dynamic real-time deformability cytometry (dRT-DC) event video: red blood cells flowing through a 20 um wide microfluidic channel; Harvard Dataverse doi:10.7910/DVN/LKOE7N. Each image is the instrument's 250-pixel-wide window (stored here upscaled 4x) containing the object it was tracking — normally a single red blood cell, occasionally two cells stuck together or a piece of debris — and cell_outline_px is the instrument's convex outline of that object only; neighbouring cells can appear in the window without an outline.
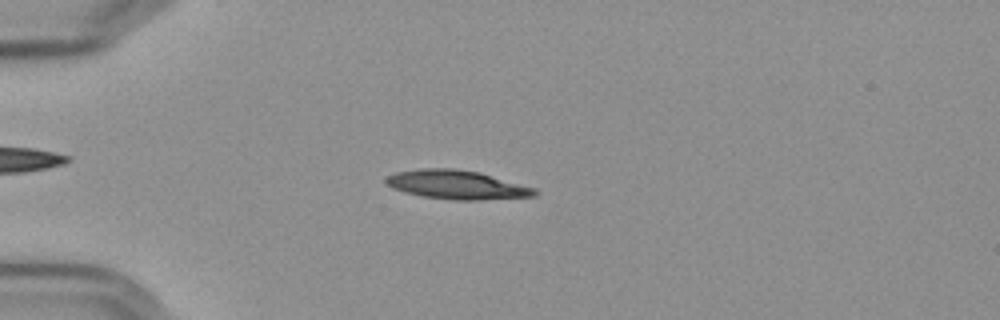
{"species": "Egyptian fruit bat (a non-hibernating species)", "species_latin": "Rousettus aegyptiacus", "temperature_condition": "cold", "stored_images_in_passage": 57, "camera_frame_rate_fps": 3000, "um_per_image_px": 0.085, "frame": {"image": 1, "passage_image": 16, "time_ms": 5.0, "image_size_px": [1000, 320], "cell_outline_px": [[536, 196], [476, 200], [456, 200], [424, 196], [404, 192], [392, 188], [384, 180], [388, 176], [396, 172], [424, 168], [456, 168], [480, 172], [536, 188]], "centroid_in_image_um": [38.84, 15.69], "position_along_channel_um": 46.2, "area_um2": 24.91}}
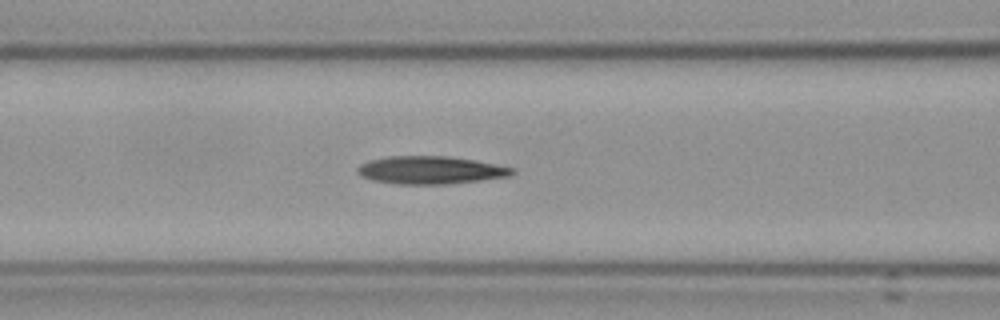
{"frame": {"image": 2, "passage_image": 25, "time_ms": 8.0, "image_size_px": [1000, 320], "cell_outline_px": [[516, 172], [508, 176], [480, 180], [444, 184], [396, 184], [372, 180], [360, 176], [356, 172], [356, 168], [360, 164], [368, 160], [388, 156], [448, 156], [476, 160], [516, 168]], "centroid_in_image_um": [36.56, 14.45], "position_along_channel_um": 130.0, "area_um2": 25.26}}
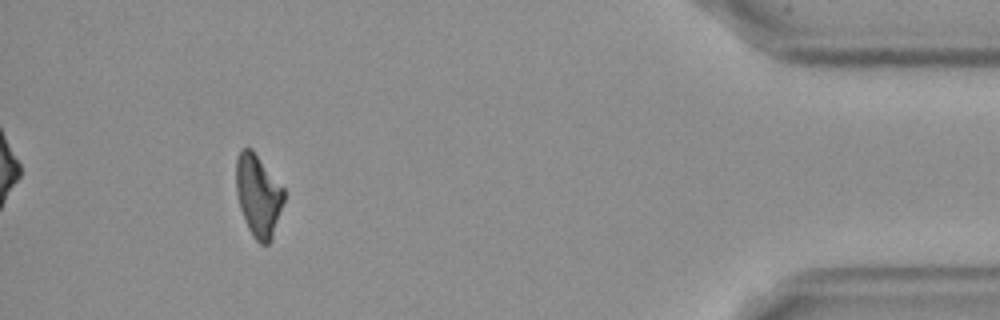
{"frame": {"image": 3, "passage_image": 53, "time_ms": 17.333, "image_size_px": [1000, 320], "cell_outline_px": [[284, 200], [272, 240], [268, 244], [260, 244], [252, 236], [248, 228], [240, 208], [236, 192], [236, 156], [240, 148], [252, 148], [284, 188]], "centroid_in_image_um": [21.94, 16.6], "position_along_channel_um": 413.3, "area_um2": 23.06}}